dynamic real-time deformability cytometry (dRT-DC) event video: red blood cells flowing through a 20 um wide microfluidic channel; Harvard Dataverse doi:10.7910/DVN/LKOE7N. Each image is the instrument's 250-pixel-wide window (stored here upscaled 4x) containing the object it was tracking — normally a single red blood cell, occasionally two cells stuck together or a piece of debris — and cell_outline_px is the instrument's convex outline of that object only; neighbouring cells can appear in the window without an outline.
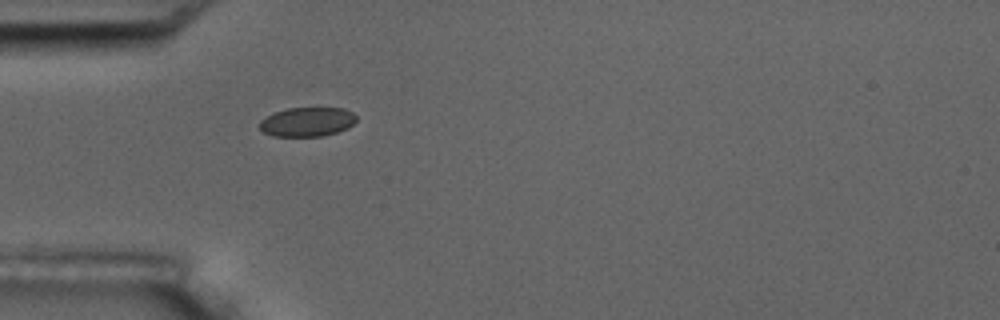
{"species": "common noctule bat (a hibernating species)", "species_latin": "Nyctalus noctula", "temperature_condition": "room temperature", "stored_images_in_passage": 1, "camera_frame_rate_fps": 3000, "um_per_image_px": 0.085, "animal": {"sex": "male", "body_mass_g": 17.5, "forearm_length_mm": 52.3}, "frame": {"image": 1, "passage_image": 1, "time_ms": 0.0, "image_size_px": [1000, 320], "cell_outline_px": [[356, 120], [348, 128], [336, 132], [320, 136], [272, 136], [264, 132], [260, 128], [260, 120], [276, 112], [288, 108], [344, 108], [352, 112], [356, 116]], "centroid_in_image_um": [26.12, 10.36], "position_along_channel_um": 58.9, "area_um2": 16.3}}